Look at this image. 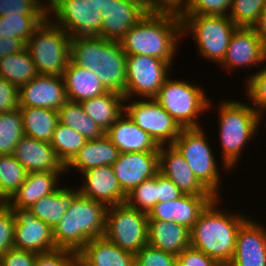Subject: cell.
<instances>
[{
    "label": "cell",
    "instance_id": "1",
    "mask_svg": "<svg viewBox=\"0 0 266 266\" xmlns=\"http://www.w3.org/2000/svg\"><path fill=\"white\" fill-rule=\"evenodd\" d=\"M70 60L92 71L108 91L125 93L127 63L120 41L71 37Z\"/></svg>",
    "mask_w": 266,
    "mask_h": 266
},
{
    "label": "cell",
    "instance_id": "2",
    "mask_svg": "<svg viewBox=\"0 0 266 266\" xmlns=\"http://www.w3.org/2000/svg\"><path fill=\"white\" fill-rule=\"evenodd\" d=\"M182 36L180 17L147 13L125 34L120 43L126 54L149 55L172 65L177 41Z\"/></svg>",
    "mask_w": 266,
    "mask_h": 266
},
{
    "label": "cell",
    "instance_id": "3",
    "mask_svg": "<svg viewBox=\"0 0 266 266\" xmlns=\"http://www.w3.org/2000/svg\"><path fill=\"white\" fill-rule=\"evenodd\" d=\"M219 202V197H216L191 228V246L214 258L219 264H228L235 252L237 232L248 218L237 213L226 214L222 209L219 211Z\"/></svg>",
    "mask_w": 266,
    "mask_h": 266
},
{
    "label": "cell",
    "instance_id": "4",
    "mask_svg": "<svg viewBox=\"0 0 266 266\" xmlns=\"http://www.w3.org/2000/svg\"><path fill=\"white\" fill-rule=\"evenodd\" d=\"M107 209L104 203L79 195L53 229L56 247L78 253L91 239L104 236Z\"/></svg>",
    "mask_w": 266,
    "mask_h": 266
},
{
    "label": "cell",
    "instance_id": "5",
    "mask_svg": "<svg viewBox=\"0 0 266 266\" xmlns=\"http://www.w3.org/2000/svg\"><path fill=\"white\" fill-rule=\"evenodd\" d=\"M218 110L219 137L225 169L236 167L241 151L258 131L260 117L253 106L233 100L220 102ZM253 137V138H252Z\"/></svg>",
    "mask_w": 266,
    "mask_h": 266
},
{
    "label": "cell",
    "instance_id": "6",
    "mask_svg": "<svg viewBox=\"0 0 266 266\" xmlns=\"http://www.w3.org/2000/svg\"><path fill=\"white\" fill-rule=\"evenodd\" d=\"M70 42L71 36L47 17L25 47L39 74L62 76L70 61Z\"/></svg>",
    "mask_w": 266,
    "mask_h": 266
},
{
    "label": "cell",
    "instance_id": "7",
    "mask_svg": "<svg viewBox=\"0 0 266 266\" xmlns=\"http://www.w3.org/2000/svg\"><path fill=\"white\" fill-rule=\"evenodd\" d=\"M181 128L201 127L196 120L211 108L203 88L182 80L166 79L153 98Z\"/></svg>",
    "mask_w": 266,
    "mask_h": 266
},
{
    "label": "cell",
    "instance_id": "8",
    "mask_svg": "<svg viewBox=\"0 0 266 266\" xmlns=\"http://www.w3.org/2000/svg\"><path fill=\"white\" fill-rule=\"evenodd\" d=\"M181 19L183 35L191 31L198 53L220 64L238 26L228 16L184 15Z\"/></svg>",
    "mask_w": 266,
    "mask_h": 266
},
{
    "label": "cell",
    "instance_id": "9",
    "mask_svg": "<svg viewBox=\"0 0 266 266\" xmlns=\"http://www.w3.org/2000/svg\"><path fill=\"white\" fill-rule=\"evenodd\" d=\"M204 133L202 127L182 128L172 145L183 156L196 178L218 198L221 175Z\"/></svg>",
    "mask_w": 266,
    "mask_h": 266
},
{
    "label": "cell",
    "instance_id": "10",
    "mask_svg": "<svg viewBox=\"0 0 266 266\" xmlns=\"http://www.w3.org/2000/svg\"><path fill=\"white\" fill-rule=\"evenodd\" d=\"M104 236L122 250L135 255L148 244V214L125 202L110 206L106 212Z\"/></svg>",
    "mask_w": 266,
    "mask_h": 266
},
{
    "label": "cell",
    "instance_id": "11",
    "mask_svg": "<svg viewBox=\"0 0 266 266\" xmlns=\"http://www.w3.org/2000/svg\"><path fill=\"white\" fill-rule=\"evenodd\" d=\"M47 12L71 37H101L102 11L88 0H49Z\"/></svg>",
    "mask_w": 266,
    "mask_h": 266
},
{
    "label": "cell",
    "instance_id": "12",
    "mask_svg": "<svg viewBox=\"0 0 266 266\" xmlns=\"http://www.w3.org/2000/svg\"><path fill=\"white\" fill-rule=\"evenodd\" d=\"M126 63L125 102L136 94L142 99L154 98L171 68L167 61L149 55L126 54Z\"/></svg>",
    "mask_w": 266,
    "mask_h": 266
},
{
    "label": "cell",
    "instance_id": "13",
    "mask_svg": "<svg viewBox=\"0 0 266 266\" xmlns=\"http://www.w3.org/2000/svg\"><path fill=\"white\" fill-rule=\"evenodd\" d=\"M127 116L159 145H172L182 128L153 98L124 104ZM167 143V144H166Z\"/></svg>",
    "mask_w": 266,
    "mask_h": 266
},
{
    "label": "cell",
    "instance_id": "14",
    "mask_svg": "<svg viewBox=\"0 0 266 266\" xmlns=\"http://www.w3.org/2000/svg\"><path fill=\"white\" fill-rule=\"evenodd\" d=\"M15 216L14 248L45 253L58 249L53 229L38 219L28 208H11Z\"/></svg>",
    "mask_w": 266,
    "mask_h": 266
},
{
    "label": "cell",
    "instance_id": "15",
    "mask_svg": "<svg viewBox=\"0 0 266 266\" xmlns=\"http://www.w3.org/2000/svg\"><path fill=\"white\" fill-rule=\"evenodd\" d=\"M62 76L38 74L19 88V106L47 108L58 111L66 102Z\"/></svg>",
    "mask_w": 266,
    "mask_h": 266
},
{
    "label": "cell",
    "instance_id": "16",
    "mask_svg": "<svg viewBox=\"0 0 266 266\" xmlns=\"http://www.w3.org/2000/svg\"><path fill=\"white\" fill-rule=\"evenodd\" d=\"M111 167L122 190L128 194L159 172V152L120 153Z\"/></svg>",
    "mask_w": 266,
    "mask_h": 266
},
{
    "label": "cell",
    "instance_id": "17",
    "mask_svg": "<svg viewBox=\"0 0 266 266\" xmlns=\"http://www.w3.org/2000/svg\"><path fill=\"white\" fill-rule=\"evenodd\" d=\"M266 62V49L254 28L238 27L233 33L221 67L228 72ZM237 66V67H236Z\"/></svg>",
    "mask_w": 266,
    "mask_h": 266
},
{
    "label": "cell",
    "instance_id": "18",
    "mask_svg": "<svg viewBox=\"0 0 266 266\" xmlns=\"http://www.w3.org/2000/svg\"><path fill=\"white\" fill-rule=\"evenodd\" d=\"M214 195H189L157 203L148 213V220L171 221L191 230L200 214L215 199Z\"/></svg>",
    "mask_w": 266,
    "mask_h": 266
},
{
    "label": "cell",
    "instance_id": "19",
    "mask_svg": "<svg viewBox=\"0 0 266 266\" xmlns=\"http://www.w3.org/2000/svg\"><path fill=\"white\" fill-rule=\"evenodd\" d=\"M250 219L237 232L235 252L228 266H266V229Z\"/></svg>",
    "mask_w": 266,
    "mask_h": 266
},
{
    "label": "cell",
    "instance_id": "20",
    "mask_svg": "<svg viewBox=\"0 0 266 266\" xmlns=\"http://www.w3.org/2000/svg\"><path fill=\"white\" fill-rule=\"evenodd\" d=\"M166 146L162 145L158 149L159 172L169 178L183 194L213 195L196 178L179 151L173 145Z\"/></svg>",
    "mask_w": 266,
    "mask_h": 266
},
{
    "label": "cell",
    "instance_id": "21",
    "mask_svg": "<svg viewBox=\"0 0 266 266\" xmlns=\"http://www.w3.org/2000/svg\"><path fill=\"white\" fill-rule=\"evenodd\" d=\"M84 178L80 195L104 203L107 207L125 202L126 193L111 166L91 168L81 173Z\"/></svg>",
    "mask_w": 266,
    "mask_h": 266
},
{
    "label": "cell",
    "instance_id": "22",
    "mask_svg": "<svg viewBox=\"0 0 266 266\" xmlns=\"http://www.w3.org/2000/svg\"><path fill=\"white\" fill-rule=\"evenodd\" d=\"M19 163L32 172H65L64 164L58 159L49 142L23 136L12 154Z\"/></svg>",
    "mask_w": 266,
    "mask_h": 266
},
{
    "label": "cell",
    "instance_id": "23",
    "mask_svg": "<svg viewBox=\"0 0 266 266\" xmlns=\"http://www.w3.org/2000/svg\"><path fill=\"white\" fill-rule=\"evenodd\" d=\"M147 12L129 0H116L102 10L101 37L120 41Z\"/></svg>",
    "mask_w": 266,
    "mask_h": 266
},
{
    "label": "cell",
    "instance_id": "24",
    "mask_svg": "<svg viewBox=\"0 0 266 266\" xmlns=\"http://www.w3.org/2000/svg\"><path fill=\"white\" fill-rule=\"evenodd\" d=\"M105 135L120 153L158 152L160 147L154 139L147 132L139 128L125 112L105 132Z\"/></svg>",
    "mask_w": 266,
    "mask_h": 266
},
{
    "label": "cell",
    "instance_id": "25",
    "mask_svg": "<svg viewBox=\"0 0 266 266\" xmlns=\"http://www.w3.org/2000/svg\"><path fill=\"white\" fill-rule=\"evenodd\" d=\"M82 266H135L134 254L124 251L105 236L91 239L77 253Z\"/></svg>",
    "mask_w": 266,
    "mask_h": 266
},
{
    "label": "cell",
    "instance_id": "26",
    "mask_svg": "<svg viewBox=\"0 0 266 266\" xmlns=\"http://www.w3.org/2000/svg\"><path fill=\"white\" fill-rule=\"evenodd\" d=\"M66 172H32L25 182L6 202L10 208H29L39 199L55 192L59 187L58 179Z\"/></svg>",
    "mask_w": 266,
    "mask_h": 266
},
{
    "label": "cell",
    "instance_id": "27",
    "mask_svg": "<svg viewBox=\"0 0 266 266\" xmlns=\"http://www.w3.org/2000/svg\"><path fill=\"white\" fill-rule=\"evenodd\" d=\"M190 229L171 221L148 220V244L179 255L191 246Z\"/></svg>",
    "mask_w": 266,
    "mask_h": 266
},
{
    "label": "cell",
    "instance_id": "28",
    "mask_svg": "<svg viewBox=\"0 0 266 266\" xmlns=\"http://www.w3.org/2000/svg\"><path fill=\"white\" fill-rule=\"evenodd\" d=\"M68 101L81 102L109 92L92 71L73 63H68L62 75Z\"/></svg>",
    "mask_w": 266,
    "mask_h": 266
},
{
    "label": "cell",
    "instance_id": "29",
    "mask_svg": "<svg viewBox=\"0 0 266 266\" xmlns=\"http://www.w3.org/2000/svg\"><path fill=\"white\" fill-rule=\"evenodd\" d=\"M119 154V150L106 135L98 139L87 140L85 145L65 166V172L71 168L82 173L95 167L111 166L118 159Z\"/></svg>",
    "mask_w": 266,
    "mask_h": 266
},
{
    "label": "cell",
    "instance_id": "30",
    "mask_svg": "<svg viewBox=\"0 0 266 266\" xmlns=\"http://www.w3.org/2000/svg\"><path fill=\"white\" fill-rule=\"evenodd\" d=\"M84 112L105 132L124 113L125 97L121 93L109 91L80 102Z\"/></svg>",
    "mask_w": 266,
    "mask_h": 266
},
{
    "label": "cell",
    "instance_id": "31",
    "mask_svg": "<svg viewBox=\"0 0 266 266\" xmlns=\"http://www.w3.org/2000/svg\"><path fill=\"white\" fill-rule=\"evenodd\" d=\"M80 195L79 189L59 187L50 195L44 196L28 209L52 229L62 219L65 211L70 208L74 200Z\"/></svg>",
    "mask_w": 266,
    "mask_h": 266
},
{
    "label": "cell",
    "instance_id": "32",
    "mask_svg": "<svg viewBox=\"0 0 266 266\" xmlns=\"http://www.w3.org/2000/svg\"><path fill=\"white\" fill-rule=\"evenodd\" d=\"M24 135L33 139L51 142L58 124V112L47 108L19 107Z\"/></svg>",
    "mask_w": 266,
    "mask_h": 266
},
{
    "label": "cell",
    "instance_id": "33",
    "mask_svg": "<svg viewBox=\"0 0 266 266\" xmlns=\"http://www.w3.org/2000/svg\"><path fill=\"white\" fill-rule=\"evenodd\" d=\"M29 51H21L0 59V77L20 88L38 75Z\"/></svg>",
    "mask_w": 266,
    "mask_h": 266
},
{
    "label": "cell",
    "instance_id": "34",
    "mask_svg": "<svg viewBox=\"0 0 266 266\" xmlns=\"http://www.w3.org/2000/svg\"><path fill=\"white\" fill-rule=\"evenodd\" d=\"M57 112L59 123L78 131L86 140L105 135V131L84 112L79 102L67 101Z\"/></svg>",
    "mask_w": 266,
    "mask_h": 266
},
{
    "label": "cell",
    "instance_id": "35",
    "mask_svg": "<svg viewBox=\"0 0 266 266\" xmlns=\"http://www.w3.org/2000/svg\"><path fill=\"white\" fill-rule=\"evenodd\" d=\"M28 171L11 155H0V203H6L25 182Z\"/></svg>",
    "mask_w": 266,
    "mask_h": 266
},
{
    "label": "cell",
    "instance_id": "36",
    "mask_svg": "<svg viewBox=\"0 0 266 266\" xmlns=\"http://www.w3.org/2000/svg\"><path fill=\"white\" fill-rule=\"evenodd\" d=\"M86 141L85 137L78 131L58 122L50 144L58 159L66 166L85 145Z\"/></svg>",
    "mask_w": 266,
    "mask_h": 266
},
{
    "label": "cell",
    "instance_id": "37",
    "mask_svg": "<svg viewBox=\"0 0 266 266\" xmlns=\"http://www.w3.org/2000/svg\"><path fill=\"white\" fill-rule=\"evenodd\" d=\"M48 16H0V37H15L25 44Z\"/></svg>",
    "mask_w": 266,
    "mask_h": 266
},
{
    "label": "cell",
    "instance_id": "38",
    "mask_svg": "<svg viewBox=\"0 0 266 266\" xmlns=\"http://www.w3.org/2000/svg\"><path fill=\"white\" fill-rule=\"evenodd\" d=\"M24 136L21 112L18 109L0 114V155H11Z\"/></svg>",
    "mask_w": 266,
    "mask_h": 266
},
{
    "label": "cell",
    "instance_id": "39",
    "mask_svg": "<svg viewBox=\"0 0 266 266\" xmlns=\"http://www.w3.org/2000/svg\"><path fill=\"white\" fill-rule=\"evenodd\" d=\"M266 6V0H232L228 17L238 26L253 28Z\"/></svg>",
    "mask_w": 266,
    "mask_h": 266
},
{
    "label": "cell",
    "instance_id": "40",
    "mask_svg": "<svg viewBox=\"0 0 266 266\" xmlns=\"http://www.w3.org/2000/svg\"><path fill=\"white\" fill-rule=\"evenodd\" d=\"M125 203L148 214L157 204L156 175L132 189L126 195Z\"/></svg>",
    "mask_w": 266,
    "mask_h": 266
},
{
    "label": "cell",
    "instance_id": "41",
    "mask_svg": "<svg viewBox=\"0 0 266 266\" xmlns=\"http://www.w3.org/2000/svg\"><path fill=\"white\" fill-rule=\"evenodd\" d=\"M0 0V16H48L49 0Z\"/></svg>",
    "mask_w": 266,
    "mask_h": 266
},
{
    "label": "cell",
    "instance_id": "42",
    "mask_svg": "<svg viewBox=\"0 0 266 266\" xmlns=\"http://www.w3.org/2000/svg\"><path fill=\"white\" fill-rule=\"evenodd\" d=\"M246 88L247 97L254 103L253 109L261 119L266 111V66L250 75Z\"/></svg>",
    "mask_w": 266,
    "mask_h": 266
},
{
    "label": "cell",
    "instance_id": "43",
    "mask_svg": "<svg viewBox=\"0 0 266 266\" xmlns=\"http://www.w3.org/2000/svg\"><path fill=\"white\" fill-rule=\"evenodd\" d=\"M231 5L232 0H187L185 15L228 16Z\"/></svg>",
    "mask_w": 266,
    "mask_h": 266
},
{
    "label": "cell",
    "instance_id": "44",
    "mask_svg": "<svg viewBox=\"0 0 266 266\" xmlns=\"http://www.w3.org/2000/svg\"><path fill=\"white\" fill-rule=\"evenodd\" d=\"M135 266H177V256L145 245L135 255Z\"/></svg>",
    "mask_w": 266,
    "mask_h": 266
},
{
    "label": "cell",
    "instance_id": "45",
    "mask_svg": "<svg viewBox=\"0 0 266 266\" xmlns=\"http://www.w3.org/2000/svg\"><path fill=\"white\" fill-rule=\"evenodd\" d=\"M15 216L6 203H0V261L2 255L14 248Z\"/></svg>",
    "mask_w": 266,
    "mask_h": 266
},
{
    "label": "cell",
    "instance_id": "46",
    "mask_svg": "<svg viewBox=\"0 0 266 266\" xmlns=\"http://www.w3.org/2000/svg\"><path fill=\"white\" fill-rule=\"evenodd\" d=\"M77 260V253L68 249H56L39 253L34 266H71Z\"/></svg>",
    "mask_w": 266,
    "mask_h": 266
},
{
    "label": "cell",
    "instance_id": "47",
    "mask_svg": "<svg viewBox=\"0 0 266 266\" xmlns=\"http://www.w3.org/2000/svg\"><path fill=\"white\" fill-rule=\"evenodd\" d=\"M219 263L192 246L177 255V266H218Z\"/></svg>",
    "mask_w": 266,
    "mask_h": 266
},
{
    "label": "cell",
    "instance_id": "48",
    "mask_svg": "<svg viewBox=\"0 0 266 266\" xmlns=\"http://www.w3.org/2000/svg\"><path fill=\"white\" fill-rule=\"evenodd\" d=\"M19 107V88L0 77V114Z\"/></svg>",
    "mask_w": 266,
    "mask_h": 266
},
{
    "label": "cell",
    "instance_id": "49",
    "mask_svg": "<svg viewBox=\"0 0 266 266\" xmlns=\"http://www.w3.org/2000/svg\"><path fill=\"white\" fill-rule=\"evenodd\" d=\"M187 0H149V13L169 14L182 18Z\"/></svg>",
    "mask_w": 266,
    "mask_h": 266
},
{
    "label": "cell",
    "instance_id": "50",
    "mask_svg": "<svg viewBox=\"0 0 266 266\" xmlns=\"http://www.w3.org/2000/svg\"><path fill=\"white\" fill-rule=\"evenodd\" d=\"M37 253L11 248L2 255L1 266H34Z\"/></svg>",
    "mask_w": 266,
    "mask_h": 266
},
{
    "label": "cell",
    "instance_id": "51",
    "mask_svg": "<svg viewBox=\"0 0 266 266\" xmlns=\"http://www.w3.org/2000/svg\"><path fill=\"white\" fill-rule=\"evenodd\" d=\"M157 203L177 199L183 195L182 191L161 172L156 174Z\"/></svg>",
    "mask_w": 266,
    "mask_h": 266
},
{
    "label": "cell",
    "instance_id": "52",
    "mask_svg": "<svg viewBox=\"0 0 266 266\" xmlns=\"http://www.w3.org/2000/svg\"><path fill=\"white\" fill-rule=\"evenodd\" d=\"M26 44L15 37H0V59L24 49Z\"/></svg>",
    "mask_w": 266,
    "mask_h": 266
},
{
    "label": "cell",
    "instance_id": "53",
    "mask_svg": "<svg viewBox=\"0 0 266 266\" xmlns=\"http://www.w3.org/2000/svg\"><path fill=\"white\" fill-rule=\"evenodd\" d=\"M266 49V6L263 8L259 21L253 27Z\"/></svg>",
    "mask_w": 266,
    "mask_h": 266
},
{
    "label": "cell",
    "instance_id": "54",
    "mask_svg": "<svg viewBox=\"0 0 266 266\" xmlns=\"http://www.w3.org/2000/svg\"><path fill=\"white\" fill-rule=\"evenodd\" d=\"M90 1L98 10H105V8L111 4L114 3L116 0H88Z\"/></svg>",
    "mask_w": 266,
    "mask_h": 266
},
{
    "label": "cell",
    "instance_id": "55",
    "mask_svg": "<svg viewBox=\"0 0 266 266\" xmlns=\"http://www.w3.org/2000/svg\"><path fill=\"white\" fill-rule=\"evenodd\" d=\"M132 1L139 6H141L147 13H149V0H129Z\"/></svg>",
    "mask_w": 266,
    "mask_h": 266
},
{
    "label": "cell",
    "instance_id": "56",
    "mask_svg": "<svg viewBox=\"0 0 266 266\" xmlns=\"http://www.w3.org/2000/svg\"><path fill=\"white\" fill-rule=\"evenodd\" d=\"M71 266H82V265L78 260H76Z\"/></svg>",
    "mask_w": 266,
    "mask_h": 266
},
{
    "label": "cell",
    "instance_id": "57",
    "mask_svg": "<svg viewBox=\"0 0 266 266\" xmlns=\"http://www.w3.org/2000/svg\"><path fill=\"white\" fill-rule=\"evenodd\" d=\"M218 266H228V264H219Z\"/></svg>",
    "mask_w": 266,
    "mask_h": 266
}]
</instances>
